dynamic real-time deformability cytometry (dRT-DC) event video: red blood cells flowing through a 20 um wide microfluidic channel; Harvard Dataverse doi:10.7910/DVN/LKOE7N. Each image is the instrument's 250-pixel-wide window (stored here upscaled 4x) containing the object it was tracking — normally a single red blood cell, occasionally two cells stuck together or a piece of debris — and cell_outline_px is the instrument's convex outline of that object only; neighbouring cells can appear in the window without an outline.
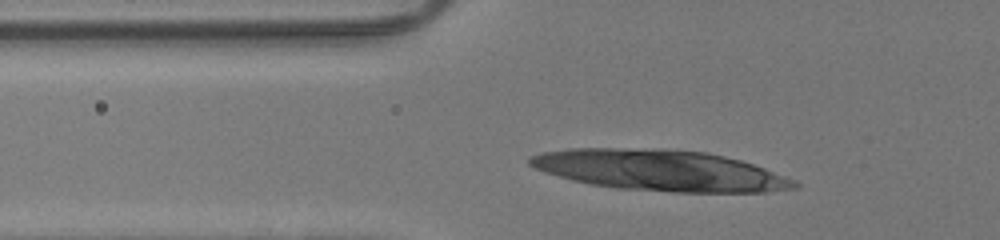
{"species": "human", "species_latin": "Homo sapiens", "temperature_condition": "room temperature", "stored_images_in_passage": 17, "segment_of_instrument_passage": [2, 2], "camera_frame_rate_fps": 3000, "um_per_image_px": 0.085, "donor": {"sex": "male"}, "frame": {"image": 1, "passage_image": 14, "time_ms": 4.333, "image_size_px": [1000, 240], "cell_outline_px": [[800, 184], [796, 188], [764, 192], [672, 192], [616, 188], [592, 184], [572, 180], [544, 172], [528, 164], [528, 156], [540, 152], [568, 148], [660, 148], [704, 152], [724, 156], [740, 160], [764, 168], [792, 180]], "centroid_in_image_um": [56.03, 14.47], "position_along_channel_um": 69.8, "area_um2": 62.94}}